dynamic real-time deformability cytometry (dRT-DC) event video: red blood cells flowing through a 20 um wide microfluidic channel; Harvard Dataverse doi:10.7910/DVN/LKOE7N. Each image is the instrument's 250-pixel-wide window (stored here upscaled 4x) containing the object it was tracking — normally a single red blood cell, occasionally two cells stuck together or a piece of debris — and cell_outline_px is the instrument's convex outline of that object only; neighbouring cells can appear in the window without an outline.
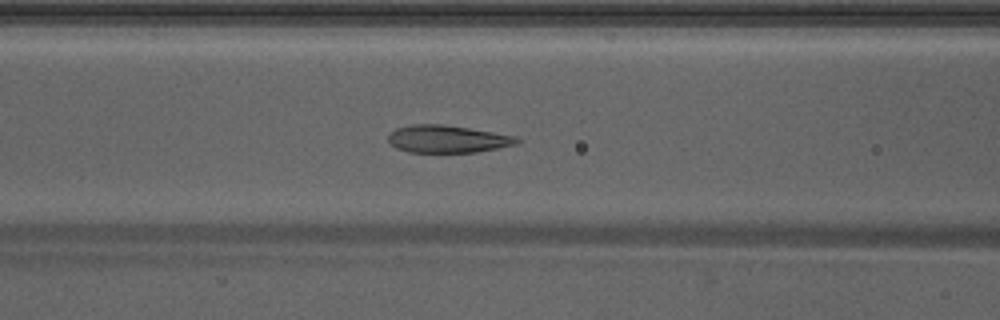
{"species": "Egyptian fruit bat (a non-hibernating species)", "species_latin": "Rousettus aegyptiacus", "temperature_condition": "warm", "stored_images_in_passage": 33, "camera_frame_rate_fps": 3000, "um_per_image_px": 0.085, "animal": {"sex": "male"}, "frame": {"image": 1, "passage_image": 20, "time_ms": 6.333, "image_size_px": [1000, 320], "cell_outline_px": [[520, 144], [476, 152], [408, 152], [396, 148], [388, 140], [388, 132], [396, 128], [412, 124], [444, 124], [516, 136], [520, 140]], "centroid_in_image_um": [38.02, 11.81], "position_along_channel_um": 128.6, "area_um2": 20.69}}
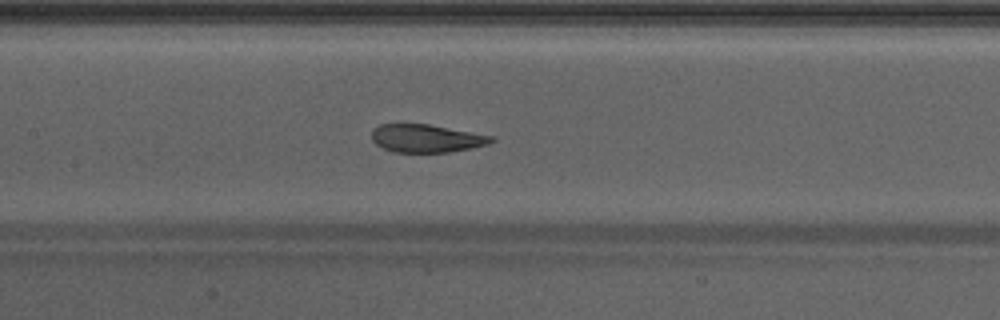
{"frame": {"image": 2, "passage_image": 23, "time_ms": 7.333, "image_size_px": [1000, 320], "cell_outline_px": [[496, 140], [488, 144], [472, 148], [448, 152], [392, 152], [380, 148], [372, 140], [372, 128], [380, 124], [428, 124], [496, 136]], "centroid_in_image_um": [36.25, 11.76], "position_along_channel_um": 171.2, "area_um2": 19.77}}
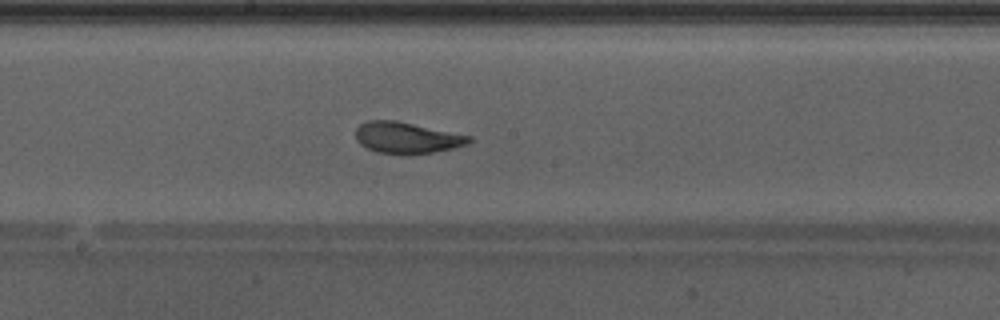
{"frame": {"image": 3, "passage_image": 26, "time_ms": 8.333, "image_size_px": [1000, 320], "cell_outline_px": [[472, 140], [468, 144], [452, 148], [412, 156], [408, 156], [376, 152], [360, 144], [356, 140], [356, 128], [360, 124], [368, 120], [396, 120], [472, 136]], "centroid_in_image_um": [34.57, 11.72], "position_along_channel_um": 213.6, "area_um2": 20.98}}